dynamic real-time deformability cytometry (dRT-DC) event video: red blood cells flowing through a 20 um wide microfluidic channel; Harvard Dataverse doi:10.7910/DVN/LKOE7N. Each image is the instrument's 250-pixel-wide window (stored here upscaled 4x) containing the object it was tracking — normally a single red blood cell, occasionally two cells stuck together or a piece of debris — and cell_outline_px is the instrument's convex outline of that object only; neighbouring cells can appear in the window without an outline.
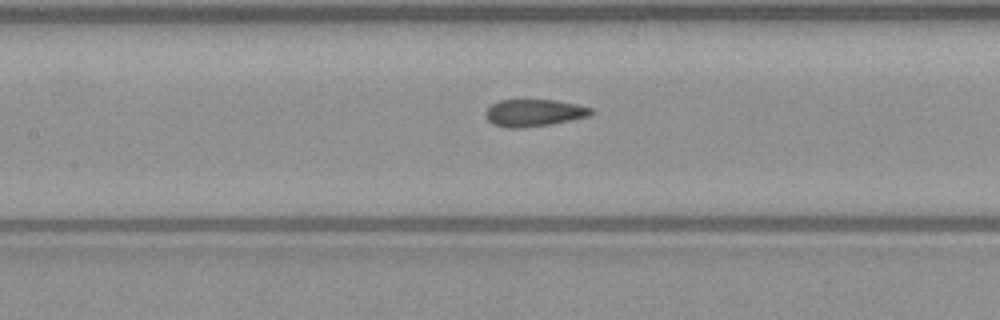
{"species": "common noctule bat (a hibernating species)", "species_latin": "Nyctalus noctula", "temperature_condition": "warm", "stored_images_in_passage": 8, "camera_frame_rate_fps": 3000, "um_per_image_px": 0.085, "animal": {"sex": "male", "body_mass_g": 23.1, "forearm_length_mm": 52.7}, "frame": {"image": 1, "passage_image": 7, "time_ms": 7.333, "image_size_px": [1000, 320], "cell_outline_px": [[592, 112], [588, 116], [548, 124], [524, 128], [508, 128], [492, 124], [484, 116], [484, 112], [492, 104], [500, 100], [556, 100], [576, 104], [592, 108]], "centroid_in_image_um": [45.32, 9.59], "position_along_channel_um": 162.1, "area_um2": 16.53}}
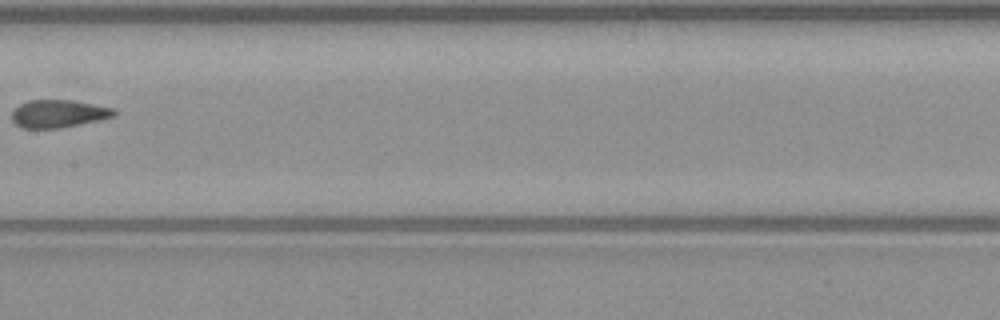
{"frame": {"image": 2, "passage_image": 8, "time_ms": 8.333, "image_size_px": [1000, 320], "cell_outline_px": [[116, 116], [100, 120], [60, 128], [24, 128], [16, 124], [12, 120], [12, 112], [20, 104], [28, 100], [72, 100], [116, 108]], "centroid_in_image_um": [5.01, 9.66], "position_along_channel_um": 202.4, "area_um2": 16.59}}